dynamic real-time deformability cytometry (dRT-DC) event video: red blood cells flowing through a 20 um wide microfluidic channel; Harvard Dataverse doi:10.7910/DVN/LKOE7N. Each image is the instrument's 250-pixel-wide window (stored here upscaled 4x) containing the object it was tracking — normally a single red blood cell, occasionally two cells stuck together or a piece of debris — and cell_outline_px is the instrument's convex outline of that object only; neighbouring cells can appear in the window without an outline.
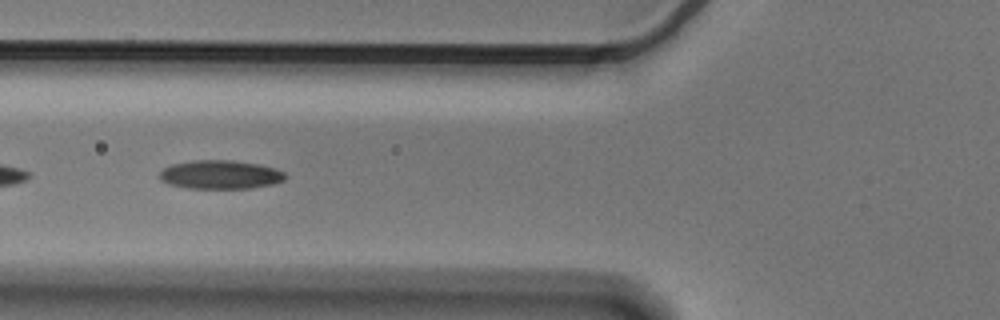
{"species": "Egyptian fruit bat (a non-hibernating species)", "species_latin": "Rousettus aegyptiacus", "temperature_condition": "cold", "stored_images_in_passage": 33, "camera_frame_rate_fps": 3000, "um_per_image_px": 0.085, "animal": {"sex": "male"}, "frame": {"image": 1, "passage_image": 5, "time_ms": 1.333, "image_size_px": [1000, 320], "cell_outline_px": [[288, 176], [284, 180], [272, 184], [252, 188], [188, 188], [168, 184], [160, 180], [160, 172], [164, 168], [172, 164], [192, 160], [232, 160], [260, 164], [276, 168], [284, 172]], "centroid_in_image_um": [18.75, 14.84], "position_along_channel_um": 107.0, "area_um2": 21.15}}
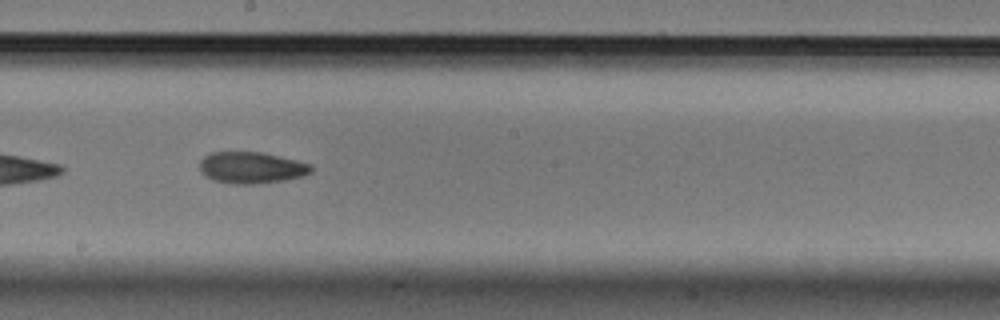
{"frame": {"image": 2, "passage_image": 15, "time_ms": 4.667, "image_size_px": [1000, 320], "cell_outline_px": [[312, 172], [304, 176], [284, 180], [256, 184], [232, 184], [212, 180], [204, 176], [200, 168], [200, 160], [204, 156], [212, 152], [264, 152], [312, 164]], "centroid_in_image_um": [21.38, 14.25], "position_along_channel_um": 226.8, "area_um2": 20.69}}
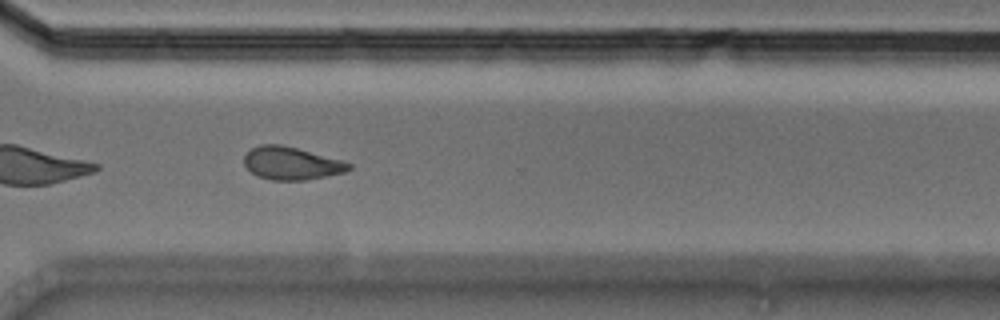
{"frame": {"image": 3, "passage_image": 25, "time_ms": 8.0, "image_size_px": [1000, 320], "cell_outline_px": [[352, 168], [344, 172], [304, 180], [272, 180], [256, 176], [244, 164], [244, 156], [252, 148], [260, 144], [280, 144], [344, 160], [352, 164]], "centroid_in_image_um": [24.77, 13.87], "position_along_channel_um": 345.8, "area_um2": 19.94}, "authors_computed_cell_mechanics": {"area_um2": 20.4612, "velocity_mm_per_s": 3.5782, "shape_relaxation_time_tau1_ms": 6.1151, "shape_relaxation_time_tau2_ms": 3.3951, "deformation_change_tau1": 0.1388, "deformation_change_tau2": 0.0903}}